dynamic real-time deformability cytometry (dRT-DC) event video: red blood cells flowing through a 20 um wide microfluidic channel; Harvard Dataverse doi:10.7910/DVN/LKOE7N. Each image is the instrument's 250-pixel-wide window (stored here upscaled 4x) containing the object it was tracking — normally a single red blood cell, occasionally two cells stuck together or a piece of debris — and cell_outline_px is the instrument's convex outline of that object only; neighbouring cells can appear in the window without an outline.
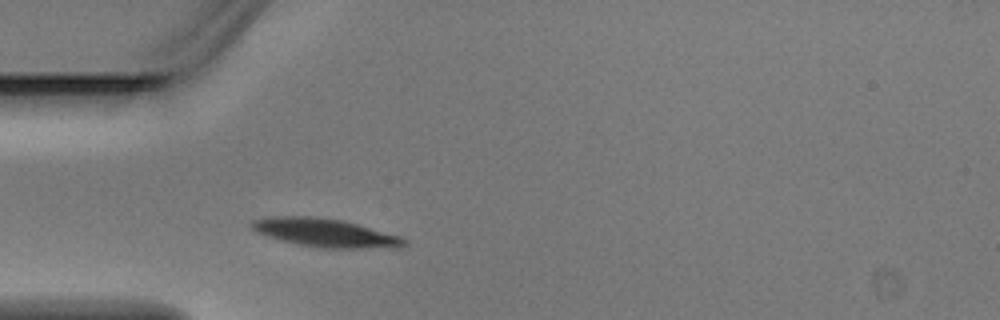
{"species": "Egyptian fruit bat (a non-hibernating species)", "species_latin": "Rousettus aegyptiacus", "temperature_condition": "warm", "stored_images_in_passage": 1, "camera_frame_rate_fps": 3000, "um_per_image_px": 0.085, "animal": {"sex": "male"}, "frame": {"image": 1, "passage_image": 1, "time_ms": 0.0, "image_size_px": [1000, 320], "cell_outline_px": [[408, 244], [396, 248], [320, 248], [300, 244], [268, 236], [256, 232], [248, 224], [252, 220], [272, 216], [316, 216], [344, 220], [400, 236], [408, 240]], "centroid_in_image_um": [27.67, 19.78], "position_along_channel_um": 57.3, "area_um2": 25.32}}